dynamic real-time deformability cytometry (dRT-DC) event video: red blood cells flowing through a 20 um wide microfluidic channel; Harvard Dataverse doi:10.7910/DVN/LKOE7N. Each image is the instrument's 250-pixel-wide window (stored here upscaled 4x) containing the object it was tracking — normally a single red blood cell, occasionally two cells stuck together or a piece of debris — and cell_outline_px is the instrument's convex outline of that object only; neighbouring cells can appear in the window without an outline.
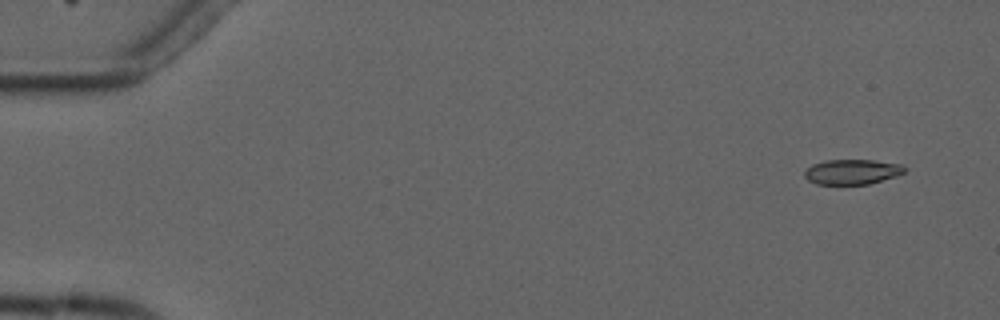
{"species": "common noctule bat (a hibernating species)", "species_latin": "Nyctalus noctula", "temperature_condition": "cold", "stored_images_in_passage": 6, "camera_frame_rate_fps": 3000, "um_per_image_px": 0.085, "animal": {"sex": "male", "forearm_length_mm": 52.5}, "frame": {"image": 1, "passage_image": 1, "time_ms": 0.0, "image_size_px": [1000, 320], "cell_outline_px": [[908, 168], [904, 172], [896, 176], [868, 184], [816, 184], [808, 180], [804, 176], [804, 172], [812, 164], [824, 160], [872, 160], [904, 164]], "centroid_in_image_um": [72.45, 14.59], "position_along_channel_um": 12.5, "area_um2": 14.68}}
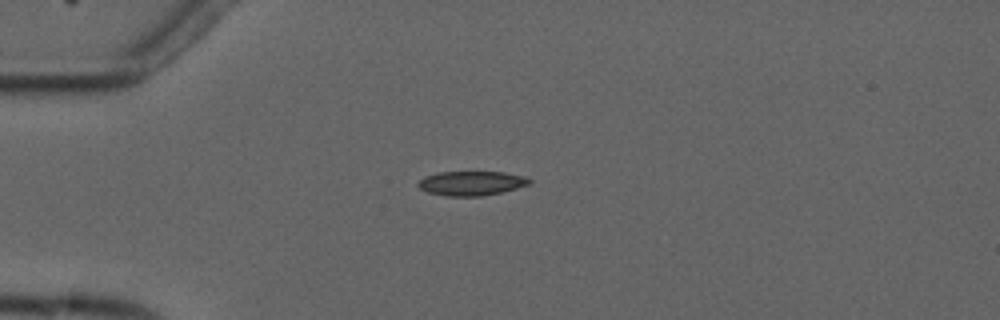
{"frame": {"image": 2, "passage_image": 4, "time_ms": 3.667, "image_size_px": [1000, 320], "cell_outline_px": [[532, 184], [500, 192], [480, 196], [444, 196], [428, 192], [420, 188], [416, 184], [424, 176], [440, 172], [504, 172], [524, 176], [532, 180]], "centroid_in_image_um": [40.07, 15.57], "position_along_channel_um": 44.9, "area_um2": 15.78}}
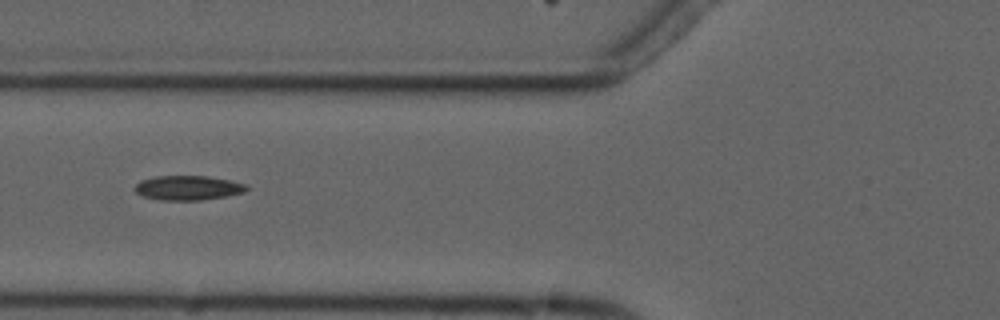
{"frame": {"image": 3, "passage_image": 6, "time_ms": 6.0, "image_size_px": [1000, 320], "cell_outline_px": [[248, 188], [244, 192], [228, 196], [200, 200], [156, 200], [144, 196], [136, 192], [132, 188], [140, 180], [156, 176], [208, 176], [228, 180], [244, 184]], "centroid_in_image_um": [15.93, 15.97], "position_along_channel_um": 109.9, "area_um2": 15.95}}